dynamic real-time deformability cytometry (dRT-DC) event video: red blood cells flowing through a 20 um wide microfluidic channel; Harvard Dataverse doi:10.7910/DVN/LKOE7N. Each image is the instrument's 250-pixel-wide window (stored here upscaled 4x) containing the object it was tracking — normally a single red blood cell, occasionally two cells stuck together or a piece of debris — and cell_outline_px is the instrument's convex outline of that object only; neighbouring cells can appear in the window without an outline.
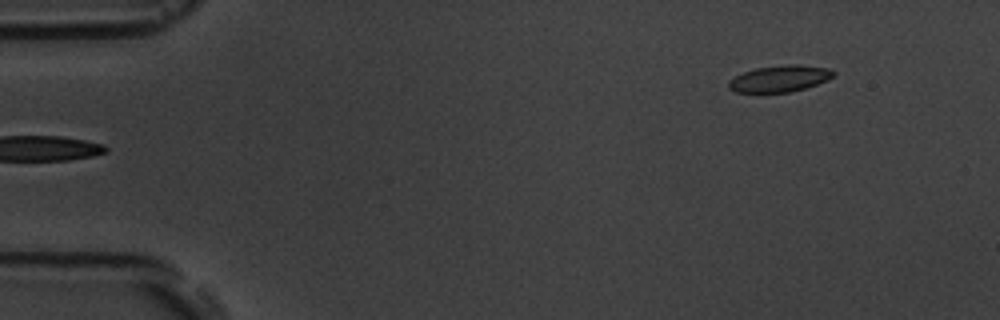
{"species": "common noctule bat (a hibernating species)", "species_latin": "Nyctalus noctula", "temperature_condition": "room temperature", "stored_images_in_passage": 5, "segment_of_instrument_passage": [2, 2], "camera_frame_rate_fps": 3000, "um_per_image_px": 0.085, "animal": {"sex": "male", "body_mass_g": 19.5, "forearm_length_mm": 54.6}, "frame": {"image": 1, "passage_image": 5, "time_ms": 4.333, "image_size_px": [1000, 320], "cell_outline_px": [[836, 72], [828, 80], [804, 88], [788, 92], [736, 92], [728, 88], [728, 80], [744, 72], [756, 68], [788, 64], [800, 64], [828, 68]], "centroid_in_image_um": [66.27, 6.67], "position_along_channel_um": 18.7, "area_um2": 16.07}}